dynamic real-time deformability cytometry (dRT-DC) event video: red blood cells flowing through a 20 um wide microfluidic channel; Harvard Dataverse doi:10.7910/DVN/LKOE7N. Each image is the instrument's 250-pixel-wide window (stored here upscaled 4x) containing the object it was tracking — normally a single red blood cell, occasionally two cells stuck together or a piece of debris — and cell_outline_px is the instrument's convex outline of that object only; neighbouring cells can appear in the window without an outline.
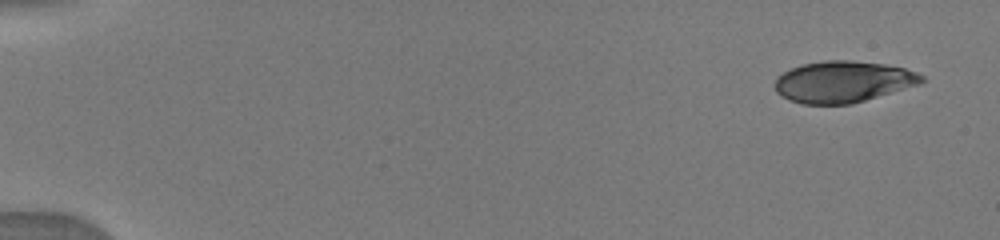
{"species": "human", "species_latin": "Homo sapiens", "temperature_condition": "warm", "stored_images_in_passage": 7, "camera_frame_rate_fps": 3000, "um_per_image_px": 0.085, "donor": {"sex": "male"}, "frame": {"image": 1, "passage_image": 1, "time_ms": 0.0, "image_size_px": [1000, 240], "cell_outline_px": [[924, 80], [920, 84], [852, 104], [800, 104], [788, 100], [780, 96], [776, 92], [776, 80], [784, 72], [792, 68], [804, 64], [824, 60], [852, 60], [884, 64], [904, 68], [916, 72], [924, 76]], "centroid_in_image_um": [71.66, 6.95], "position_along_channel_um": 13.3, "area_um2": 35.37}}
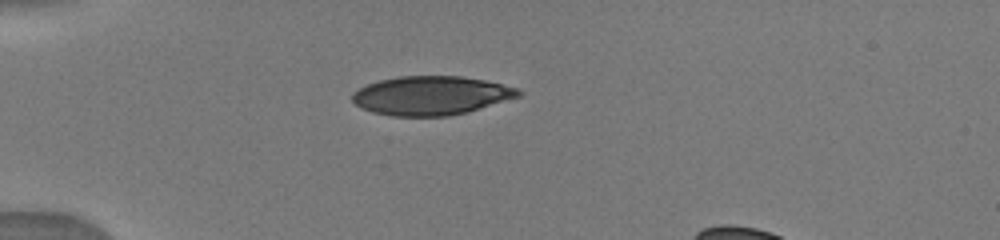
{"frame": {"image": 2, "passage_image": 5, "time_ms": 4.0, "image_size_px": [1000, 240], "cell_outline_px": [[524, 92], [520, 96], [468, 112], [448, 116], [392, 116], [372, 112], [356, 104], [352, 100], [352, 92], [368, 84], [380, 80], [400, 76], [460, 76], [484, 80], [520, 88]], "centroid_in_image_um": [36.67, 8.12], "position_along_channel_um": 48.3, "area_um2": 37.63}}
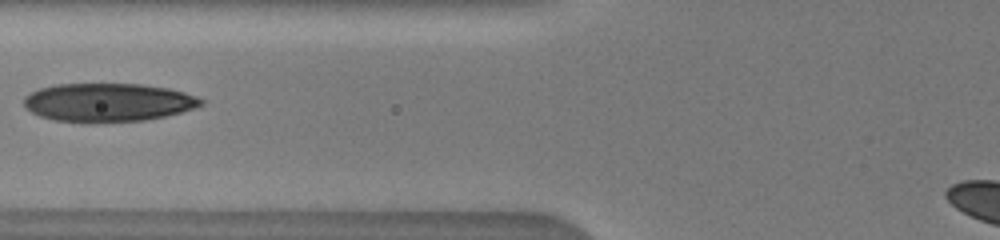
{"frame": {"image": 3, "passage_image": 7, "time_ms": 6.333, "image_size_px": [1000, 240], "cell_outline_px": [[204, 104], [196, 108], [164, 116], [144, 120], [92, 124], [88, 124], [56, 120], [40, 116], [32, 112], [24, 104], [24, 96], [40, 88], [56, 84], [140, 84], [168, 88], [184, 92], [196, 96], [204, 100]], "centroid_in_image_um": [9.19, 8.72], "position_along_channel_um": 116.6, "area_um2": 40.0}}